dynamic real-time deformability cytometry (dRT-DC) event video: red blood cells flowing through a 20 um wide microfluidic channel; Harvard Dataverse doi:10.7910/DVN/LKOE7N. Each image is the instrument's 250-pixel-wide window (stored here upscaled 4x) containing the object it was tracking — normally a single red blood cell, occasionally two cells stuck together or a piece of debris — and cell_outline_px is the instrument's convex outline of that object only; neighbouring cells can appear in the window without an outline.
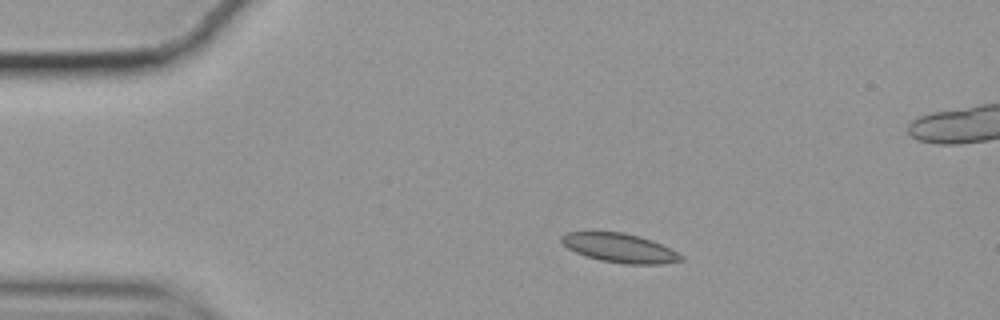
{"species": "common noctule bat (a hibernating species)", "species_latin": "Nyctalus noctula", "temperature_condition": "cold", "stored_images_in_passage": 48, "camera_frame_rate_fps": 3000, "um_per_image_px": 0.085, "animal": {"sex": "female", "body_mass_g": 19.9}, "frame": {"image": 1, "passage_image": 1, "time_ms": 0.0, "image_size_px": [1000, 320], "cell_outline_px": [[684, 260], [660, 264], [624, 264], [600, 260], [584, 256], [568, 248], [560, 240], [560, 236], [568, 232], [624, 232], [640, 236], [652, 240], [684, 256]], "centroid_in_image_um": [52.66, 21.08], "position_along_channel_um": 32.3, "area_um2": 20.17}}
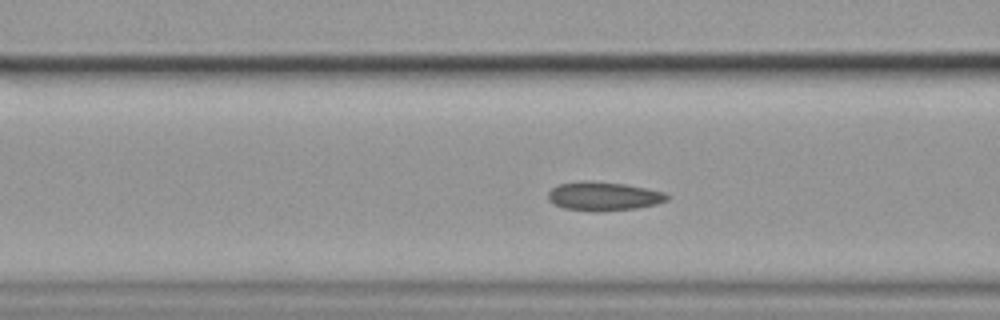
{"frame": {"image": 2, "passage_image": 12, "time_ms": 3.667, "image_size_px": [1000, 320], "cell_outline_px": [[668, 200], [656, 204], [636, 208], [596, 212], [592, 212], [564, 208], [552, 204], [548, 200], [548, 192], [552, 188], [560, 184], [580, 180], [592, 180], [624, 184], [664, 192], [668, 196]], "centroid_in_image_um": [51.25, 16.68], "position_along_channel_um": 115.4, "area_um2": 20.11}}
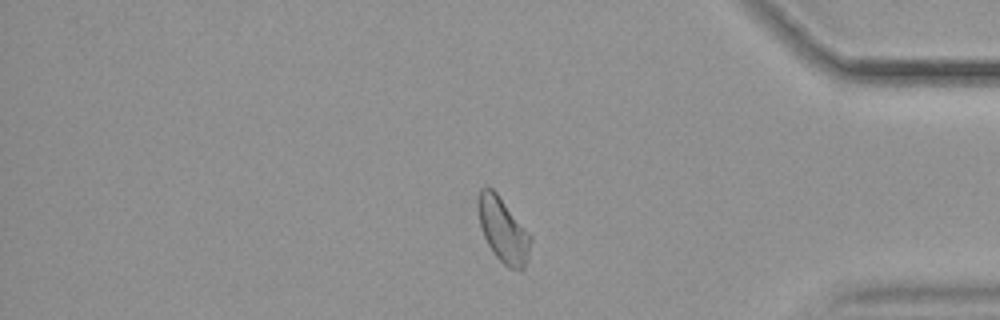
{"frame": {"image": 3, "passage_image": 38, "time_ms": 12.333, "image_size_px": [1000, 320], "cell_outline_px": [[532, 240], [528, 256], [524, 268], [520, 272], [508, 268], [492, 252], [480, 228], [476, 208], [476, 200], [480, 188], [488, 184], [496, 192], [532, 236]], "centroid_in_image_um": [42.73, 19.53], "position_along_channel_um": 392.5, "area_um2": 20.23}, "authors_computed_cell_mechanics": {"area_um2": 19.9121, "velocity_mm_per_s": 3.4919, "shape_relaxation_time_tau1_ms": 5.9999, "shape_relaxation_time_tau2_ms": 1.9011, "deformation_change_tau1": 0.0788, "deformation_change_tau2": 0.0462}}